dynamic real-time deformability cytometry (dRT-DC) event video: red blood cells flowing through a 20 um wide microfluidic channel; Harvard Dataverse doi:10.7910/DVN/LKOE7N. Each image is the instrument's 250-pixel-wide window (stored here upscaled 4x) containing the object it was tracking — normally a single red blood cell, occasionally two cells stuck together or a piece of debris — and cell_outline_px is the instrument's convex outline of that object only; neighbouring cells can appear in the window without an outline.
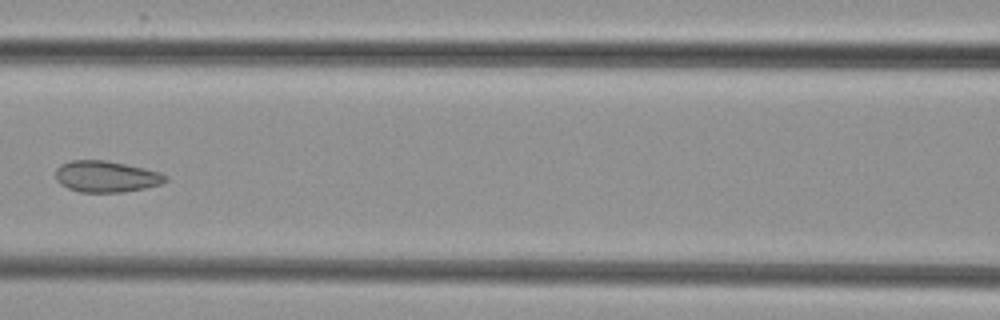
{"species": "common noctule bat (a hibernating species)", "species_latin": "Nyctalus noctula", "temperature_condition": "cold", "stored_images_in_passage": 8, "camera_frame_rate_fps": 3000, "um_per_image_px": 0.085, "animal": {"sex": "female", "body_mass_g": 29.2, "forearm_length_mm": 56.3}, "frame": {"image": 1, "passage_image": 7, "time_ms": 7.0, "image_size_px": [1000, 320], "cell_outline_px": [[168, 180], [160, 184], [144, 188], [124, 192], [80, 192], [68, 188], [60, 184], [56, 180], [56, 168], [60, 164], [72, 160], [108, 160], [144, 168], [160, 172], [168, 176]], "centroid_in_image_um": [9.02, 15.0], "position_along_channel_um": 157.6, "area_um2": 20.17}}
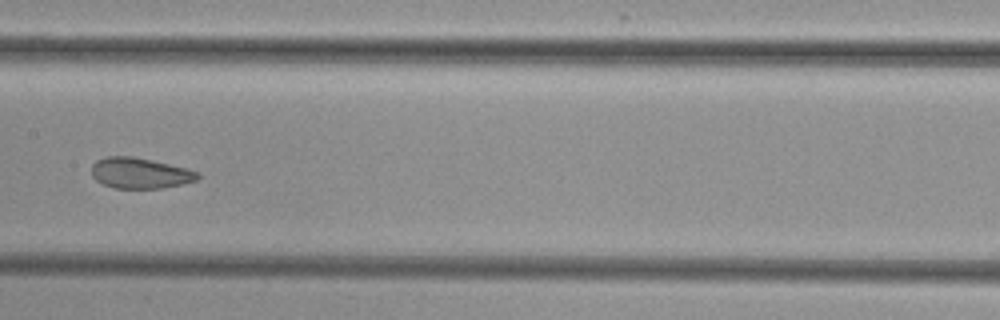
{"frame": {"image": 2, "passage_image": 8, "time_ms": 8.0, "image_size_px": [1000, 320], "cell_outline_px": [[200, 176], [196, 180], [180, 184], [160, 188], [116, 188], [104, 184], [96, 180], [92, 176], [92, 164], [96, 160], [108, 156], [132, 156], [152, 160], [200, 172]], "centroid_in_image_um": [11.87, 14.7], "position_along_channel_um": 195.5, "area_um2": 18.79}}